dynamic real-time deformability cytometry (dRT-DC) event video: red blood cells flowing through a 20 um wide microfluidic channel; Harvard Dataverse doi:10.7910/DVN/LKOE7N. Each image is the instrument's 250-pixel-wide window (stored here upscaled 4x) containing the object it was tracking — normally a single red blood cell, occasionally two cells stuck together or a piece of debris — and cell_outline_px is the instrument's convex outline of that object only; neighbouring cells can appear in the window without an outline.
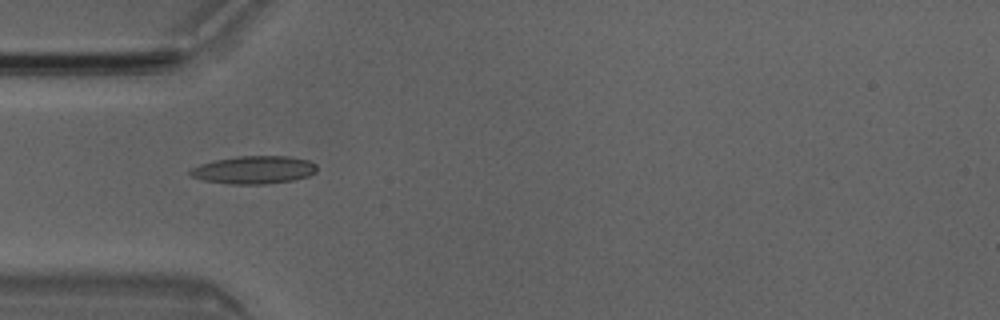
{"species": "Egyptian fruit bat (a non-hibernating species)", "species_latin": "Rousettus aegyptiacus", "temperature_condition": "room temperature", "stored_images_in_passage": 3, "camera_frame_rate_fps": 3000, "um_per_image_px": 0.085, "animal": {"sex": "male"}, "frame": {"image": 1, "passage_image": 1, "time_ms": 0.0, "image_size_px": [1000, 320], "cell_outline_px": [[316, 172], [308, 176], [292, 180], [264, 184], [232, 184], [204, 180], [192, 176], [188, 172], [192, 168], [200, 164], [216, 160], [236, 156], [288, 156], [308, 160], [316, 164]], "centroid_in_image_um": [21.6, 14.43], "position_along_channel_um": 63.4, "area_um2": 20.4}}